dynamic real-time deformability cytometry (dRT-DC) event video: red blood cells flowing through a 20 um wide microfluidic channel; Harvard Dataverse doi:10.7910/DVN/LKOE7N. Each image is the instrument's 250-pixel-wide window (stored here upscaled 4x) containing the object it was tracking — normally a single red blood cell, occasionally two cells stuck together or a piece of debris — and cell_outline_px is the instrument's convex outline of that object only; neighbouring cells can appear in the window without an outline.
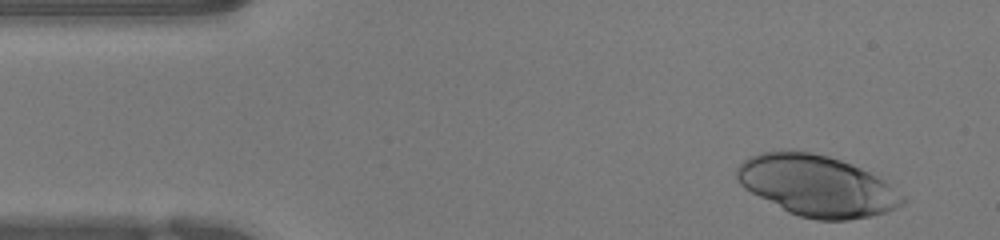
{"species": "human", "species_latin": "Homo sapiens", "temperature_condition": "warm", "stored_images_in_passage": 48, "camera_frame_rate_fps": 3000, "um_per_image_px": 0.085, "donor": {"sex": "female"}, "frame": {"image": 1, "passage_image": 2, "time_ms": 0.333, "image_size_px": [1000, 240], "cell_outline_px": [[908, 200], [904, 204], [888, 212], [872, 216], [848, 220], [816, 220], [800, 216], [788, 212], [744, 188], [740, 184], [736, 176], [736, 168], [748, 156], [760, 152], [788, 148], [812, 152], [828, 156], [852, 164], [876, 176], [888, 184], [904, 196]], "centroid_in_image_um": [69.41, 15.77], "position_along_channel_um": 15.6, "area_um2": 59.13}}